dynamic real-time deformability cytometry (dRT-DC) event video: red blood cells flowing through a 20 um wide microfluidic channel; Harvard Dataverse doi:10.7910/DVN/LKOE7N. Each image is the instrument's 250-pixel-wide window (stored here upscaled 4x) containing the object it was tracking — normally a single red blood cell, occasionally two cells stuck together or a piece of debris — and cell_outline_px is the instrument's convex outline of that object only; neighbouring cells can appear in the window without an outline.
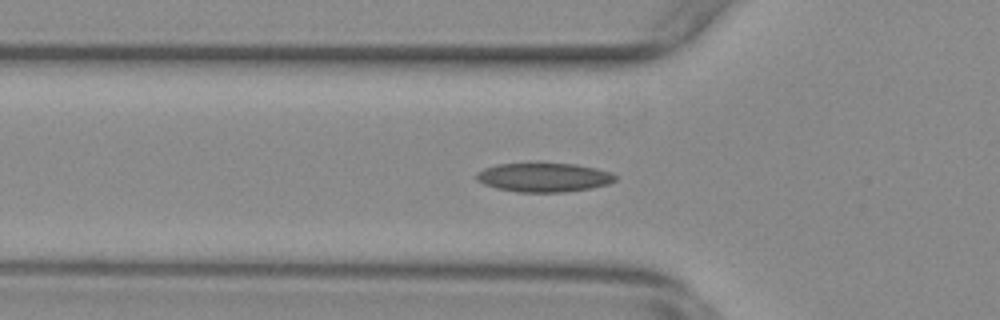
{"species": "common noctule bat (a hibernating species)", "species_latin": "Nyctalus noctula", "temperature_condition": "warm", "stored_images_in_passage": 40, "camera_frame_rate_fps": 3000, "um_per_image_px": 0.085, "animal": {"sex": "female", "body_mass_g": 29.2, "forearm_length_mm": 56.3}, "frame": {"image": 1, "passage_image": 2, "time_ms": 0.333, "image_size_px": [1000, 320], "cell_outline_px": [[616, 180], [608, 184], [592, 188], [564, 192], [516, 192], [496, 188], [484, 184], [476, 180], [476, 172], [484, 168], [496, 164], [576, 164], [596, 168], [608, 172], [616, 176]], "centroid_in_image_um": [46.2, 15.09], "position_along_channel_um": 79.6, "area_um2": 23.35}}
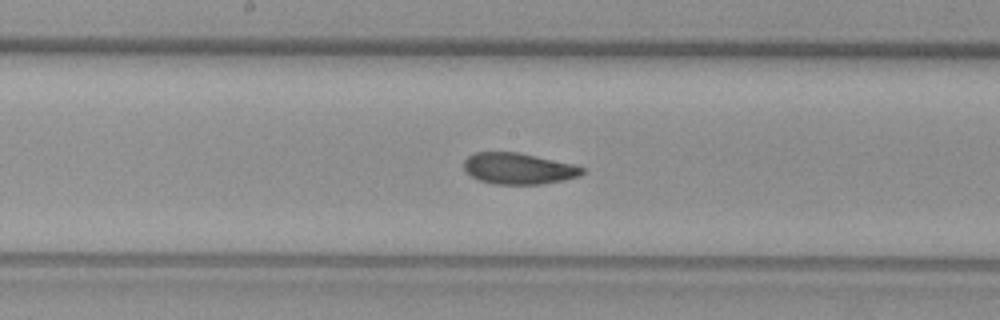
{"frame": {"image": 2, "passage_image": 12, "time_ms": 3.667, "image_size_px": [1000, 320], "cell_outline_px": [[584, 172], [580, 176], [564, 180], [544, 184], [492, 184], [480, 180], [464, 172], [464, 160], [468, 156], [476, 152], [516, 152], [572, 164], [584, 168]], "centroid_in_image_um": [44.04, 14.34], "position_along_channel_um": 204.2, "area_um2": 21.44}}
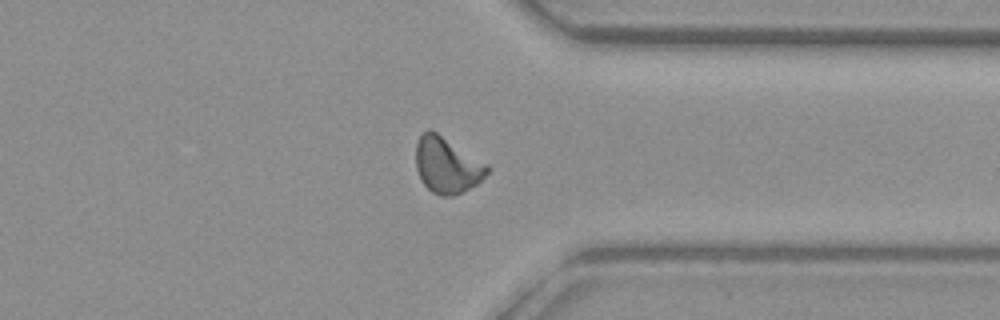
{"frame": {"image": 3, "passage_image": 26, "time_ms": 8.333, "image_size_px": [1000, 320], "cell_outline_px": [[488, 172], [476, 184], [452, 196], [440, 196], [432, 192], [424, 184], [416, 168], [416, 144], [420, 136], [428, 128], [436, 132], [488, 164]], "centroid_in_image_um": [37.97, 14.03], "position_along_channel_um": 373.4, "area_um2": 22.83}, "authors_computed_cell_mechanics": {"area_um2": 22.1952, "velocity_mm_per_s": 3.7125, "shape_relaxation_time_tau1_ms": null, "shape_relaxation_time_tau2_ms": 1.9972, "deformation_change_tau1": null, "deformation_change_tau2": 0.0721}}